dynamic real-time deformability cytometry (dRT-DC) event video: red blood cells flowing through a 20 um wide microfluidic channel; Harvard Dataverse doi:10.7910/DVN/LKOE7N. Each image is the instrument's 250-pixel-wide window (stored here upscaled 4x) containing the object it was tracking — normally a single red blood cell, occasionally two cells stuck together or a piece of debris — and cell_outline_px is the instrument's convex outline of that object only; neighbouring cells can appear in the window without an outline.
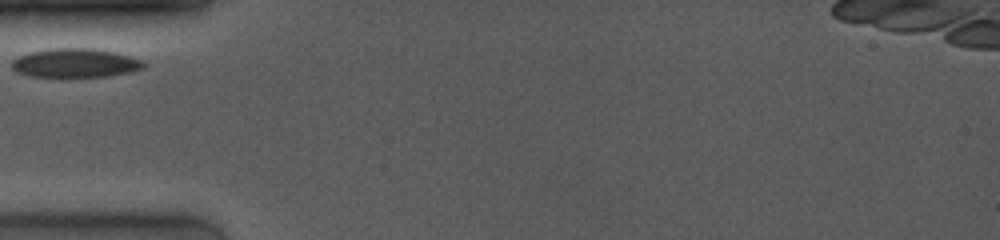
{"species": "common noctule bat (a hibernating species)", "species_latin": "Nyctalus noctula", "temperature_condition": "room temperature", "stored_images_in_passage": 4, "camera_frame_rate_fps": 4000, "um_per_image_px": 0.085, "animal": {"sex": "female", "body_mass_g": 19.0, "forearm_length_mm": 53.3}, "frame": {"image": 1, "passage_image": 1, "time_ms": 0.0, "image_size_px": [1000, 240], "cell_outline_px": [[144, 68], [132, 72], [108, 76], [28, 76], [16, 72], [12, 68], [12, 60], [28, 52], [48, 48], [92, 48], [112, 52], [144, 60]], "centroid_in_image_um": [6.38, 5.35], "position_along_channel_um": 78.6, "area_um2": 22.14}}